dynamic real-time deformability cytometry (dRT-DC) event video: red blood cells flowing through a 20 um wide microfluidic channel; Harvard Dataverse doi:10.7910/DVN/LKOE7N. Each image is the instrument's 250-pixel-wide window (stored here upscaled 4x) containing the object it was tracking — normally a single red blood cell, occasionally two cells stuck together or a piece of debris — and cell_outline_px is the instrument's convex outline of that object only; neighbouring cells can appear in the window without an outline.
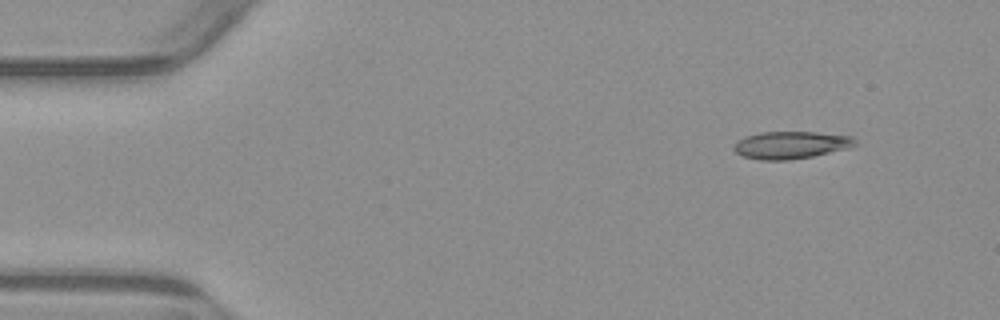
{"species": "common noctule bat (a hibernating species)", "species_latin": "Nyctalus noctula", "temperature_condition": "warm", "stored_images_in_passage": 4, "camera_frame_rate_fps": 3000, "um_per_image_px": 0.085, "animal": {"sex": "male", "body_mass_g": 23.1, "forearm_length_mm": 52.7}, "frame": {"image": 1, "passage_image": 2, "time_ms": 1.0, "image_size_px": [1000, 320], "cell_outline_px": [[856, 144], [848, 148], [812, 156], [788, 160], [760, 160], [744, 156], [736, 152], [732, 148], [732, 144], [736, 140], [760, 132], [816, 132], [852, 136], [856, 140]], "centroid_in_image_um": [67.19, 12.32], "position_along_channel_um": 17.8, "area_um2": 19.31}}